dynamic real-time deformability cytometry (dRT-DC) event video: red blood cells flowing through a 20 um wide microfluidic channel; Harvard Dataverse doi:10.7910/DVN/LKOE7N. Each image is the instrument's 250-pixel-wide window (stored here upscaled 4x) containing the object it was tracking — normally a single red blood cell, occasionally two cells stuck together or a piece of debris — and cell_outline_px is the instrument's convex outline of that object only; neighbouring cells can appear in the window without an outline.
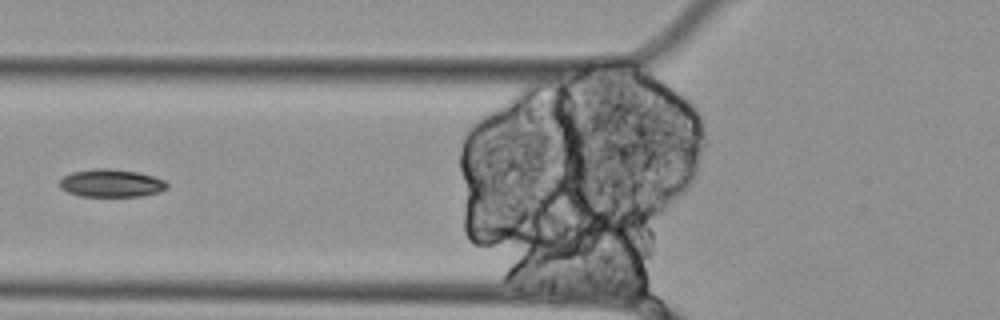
{"species": "Egyptian fruit bat (a non-hibernating species)", "species_latin": "Rousettus aegyptiacus", "temperature_condition": "cold", "stored_images_in_passage": 9, "camera_frame_rate_fps": 3000, "um_per_image_px": 0.085, "animal": {"sex": "female"}, "frame": {"image": 1, "passage_image": 6, "time_ms": 1.667, "image_size_px": [1000, 320], "cell_outline_px": [[168, 188], [160, 192], [140, 196], [80, 196], [68, 192], [60, 188], [60, 180], [64, 176], [72, 172], [96, 168], [108, 168], [140, 172], [164, 180], [168, 184]], "centroid_in_image_um": [9.47, 15.56], "position_along_channel_um": 116.3, "area_um2": 17.46}}
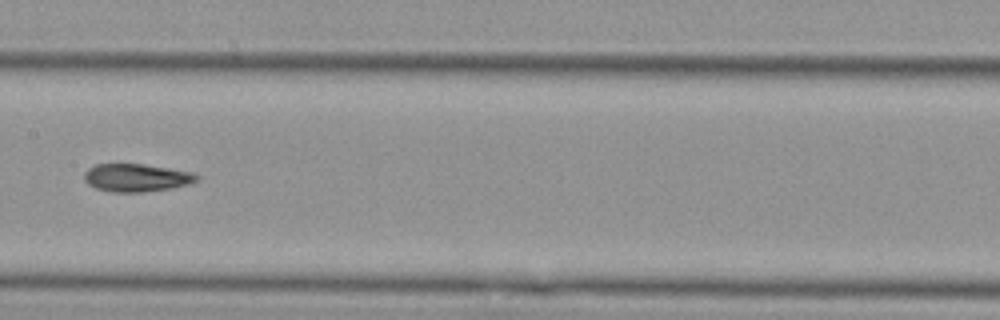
{"frame": {"image": 2, "passage_image": 8, "time_ms": 2.333, "image_size_px": [1000, 320], "cell_outline_px": [[200, 180], [188, 184], [172, 188], [140, 192], [112, 192], [96, 188], [88, 184], [84, 180], [84, 172], [88, 168], [96, 164], [144, 164], [192, 172], [200, 176]], "centroid_in_image_um": [11.6, 15.1], "position_along_channel_um": 195.8, "area_um2": 18.32}}
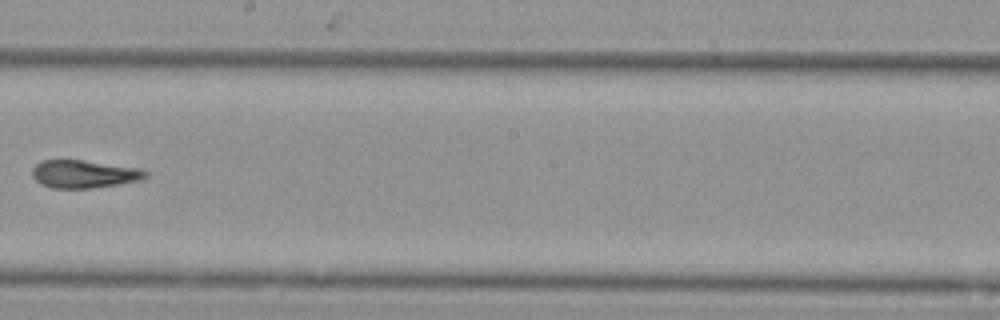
{"frame": {"image": 3, "passage_image": 9, "time_ms": 2.667, "image_size_px": [1000, 320], "cell_outline_px": [[148, 176], [144, 180], [120, 184], [92, 188], [52, 188], [40, 184], [32, 176], [32, 168], [40, 160], [84, 160], [144, 168], [148, 172]], "centroid_in_image_um": [7.2, 14.79], "position_along_channel_um": 241.0, "area_um2": 18.84}}